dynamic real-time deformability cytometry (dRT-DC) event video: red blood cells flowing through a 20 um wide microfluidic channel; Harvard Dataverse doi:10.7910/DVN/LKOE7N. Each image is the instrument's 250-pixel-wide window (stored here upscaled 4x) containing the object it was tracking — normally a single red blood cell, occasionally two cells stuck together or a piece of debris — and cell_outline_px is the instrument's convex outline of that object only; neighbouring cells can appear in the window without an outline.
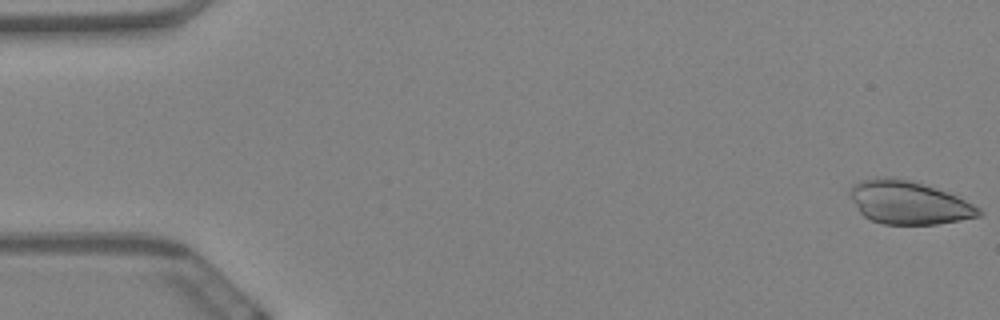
{"species": "Egyptian fruit bat (a non-hibernating species)", "species_latin": "Rousettus aegyptiacus", "temperature_condition": "warm", "stored_images_in_passage": 60, "camera_frame_rate_fps": 3000, "um_per_image_px": 0.085, "animal": {"sex": "female"}, "frame": {"image": 1, "passage_image": 1, "time_ms": 0.0, "image_size_px": [1000, 320], "cell_outline_px": [[984, 212], [980, 216], [960, 220], [936, 224], [884, 224], [872, 220], [864, 216], [860, 212], [848, 196], [848, 188], [852, 184], [860, 180], [876, 176], [892, 176], [912, 180], [936, 188], [956, 196], [980, 208]], "centroid_in_image_um": [77.17, 17.19], "position_along_channel_um": 7.8, "area_um2": 32.77}}
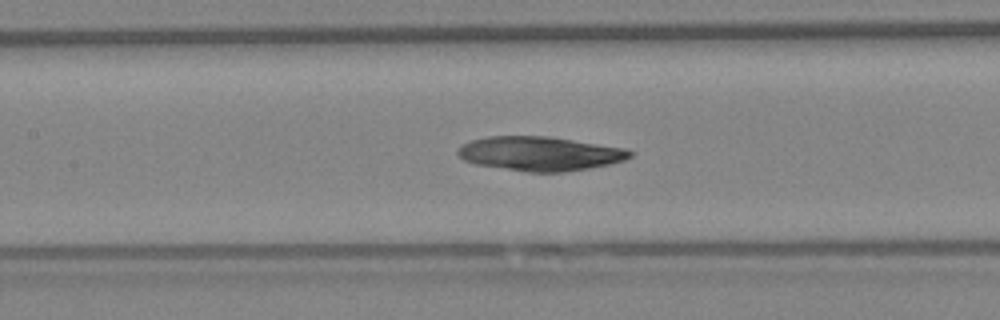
{"frame": {"image": 2, "passage_image": 28, "time_ms": 9.0, "image_size_px": [1000, 320], "cell_outline_px": [[632, 156], [624, 160], [608, 164], [588, 168], [564, 172], [528, 172], [476, 164], [464, 160], [456, 152], [464, 144], [472, 140], [488, 136], [548, 136], [624, 148], [632, 152]], "centroid_in_image_um": [45.89, 13.06], "position_along_channel_um": 161.5, "area_um2": 33.93}}
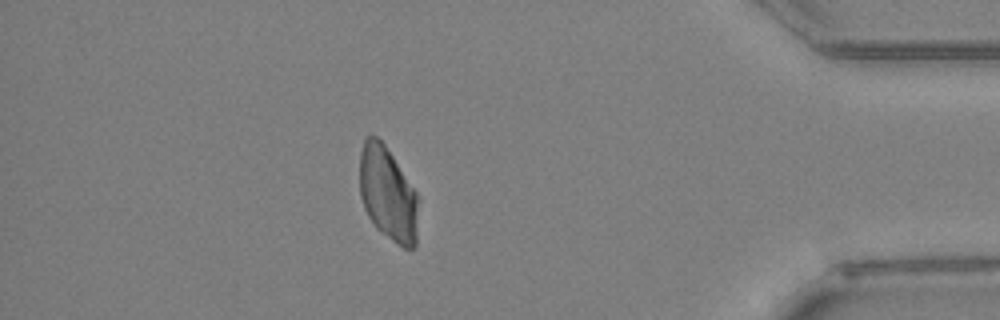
{"frame": {"image": 3, "passage_image": 53, "time_ms": 17.333, "image_size_px": [1000, 320], "cell_outline_px": [[416, 244], [412, 248], [404, 248], [396, 244], [380, 232], [376, 228], [368, 216], [364, 208], [360, 196], [360, 152], [364, 136], [376, 136], [384, 144], [416, 192]], "centroid_in_image_um": [32.92, 16.48], "position_along_channel_um": 402.3, "area_um2": 31.73}}